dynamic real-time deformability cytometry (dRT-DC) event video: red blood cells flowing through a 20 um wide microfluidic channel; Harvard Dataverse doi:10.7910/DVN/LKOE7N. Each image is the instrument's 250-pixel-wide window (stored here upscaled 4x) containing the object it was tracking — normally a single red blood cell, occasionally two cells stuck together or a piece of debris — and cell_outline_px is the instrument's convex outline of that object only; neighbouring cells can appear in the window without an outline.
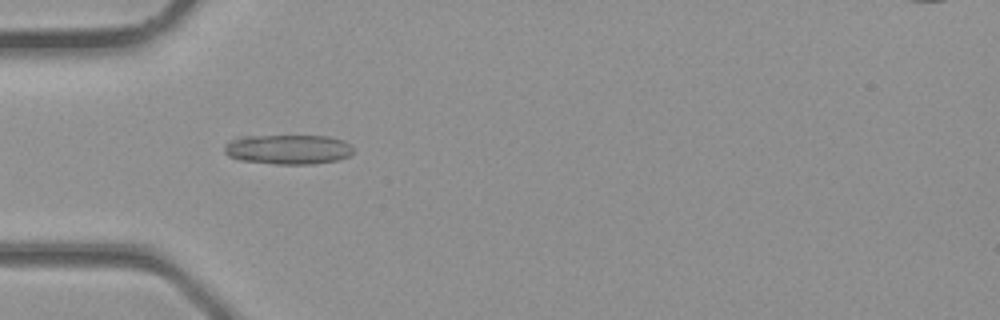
{"species": "common noctule bat (a hibernating species)", "species_latin": "Nyctalus noctula", "temperature_condition": "room temperature", "stored_images_in_passage": 4, "camera_frame_rate_fps": 3000, "um_per_image_px": 0.085, "animal": {"sex": "male", "body_mass_g": 23.1, "forearm_length_mm": 52.7}, "frame": {"image": 1, "passage_image": 3, "time_ms": 0.667, "image_size_px": [1000, 320], "cell_outline_px": [[352, 152], [348, 156], [336, 160], [312, 164], [276, 164], [240, 160], [228, 156], [224, 152], [224, 144], [228, 140], [236, 136], [328, 136], [344, 140], [352, 148]], "centroid_in_image_um": [24.41, 12.69], "position_along_channel_um": 60.6, "area_um2": 22.43}}
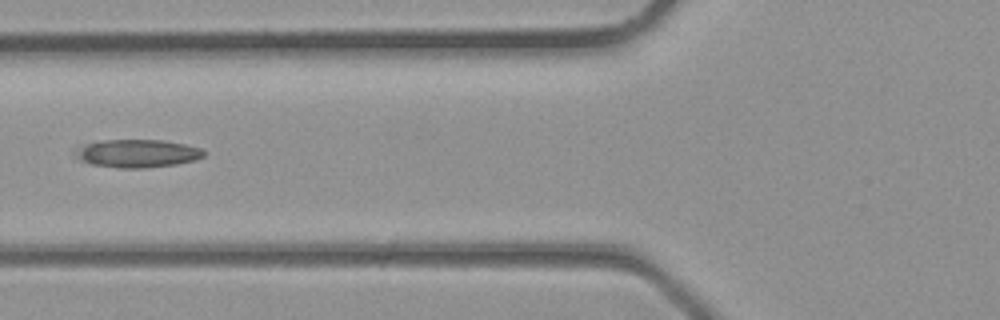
{"frame": {"image": 2, "passage_image": 4, "time_ms": 1.0, "image_size_px": [1000, 320], "cell_outline_px": [[204, 156], [196, 160], [176, 164], [148, 168], [120, 168], [92, 164], [80, 160], [72, 156], [72, 148], [104, 140], [164, 140], [184, 144], [200, 148], [204, 152]], "centroid_in_image_um": [11.61, 13.04], "position_along_channel_um": 114.2, "area_um2": 21.15}}